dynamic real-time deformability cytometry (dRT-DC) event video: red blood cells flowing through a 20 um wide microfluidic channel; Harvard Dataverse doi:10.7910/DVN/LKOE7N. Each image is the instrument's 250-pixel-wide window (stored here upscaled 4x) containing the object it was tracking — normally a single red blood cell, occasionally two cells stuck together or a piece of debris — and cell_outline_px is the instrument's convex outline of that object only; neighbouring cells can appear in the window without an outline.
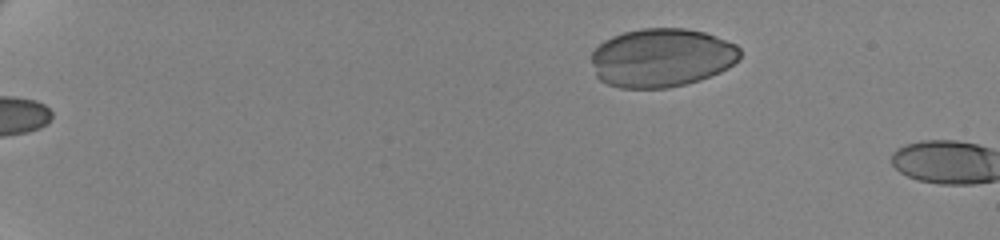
{"species": "human", "species_latin": "Homo sapiens", "temperature_condition": "cold", "stored_images_in_passage": 3, "camera_frame_rate_fps": 3000, "um_per_image_px": 0.085, "donor": {"sex": "female"}, "frame": {"image": 1, "passage_image": 1, "time_ms": 0.0, "image_size_px": [1000, 240], "cell_outline_px": [[740, 56], [728, 68], [720, 72], [700, 80], [668, 88], [620, 88], [608, 84], [600, 80], [596, 76], [592, 64], [592, 52], [604, 40], [612, 36], [624, 32], [640, 28], [684, 28], [704, 32], [736, 44], [740, 48]], "centroid_in_image_um": [56.22, 4.9], "position_along_channel_um": 28.8, "area_um2": 50.86}}